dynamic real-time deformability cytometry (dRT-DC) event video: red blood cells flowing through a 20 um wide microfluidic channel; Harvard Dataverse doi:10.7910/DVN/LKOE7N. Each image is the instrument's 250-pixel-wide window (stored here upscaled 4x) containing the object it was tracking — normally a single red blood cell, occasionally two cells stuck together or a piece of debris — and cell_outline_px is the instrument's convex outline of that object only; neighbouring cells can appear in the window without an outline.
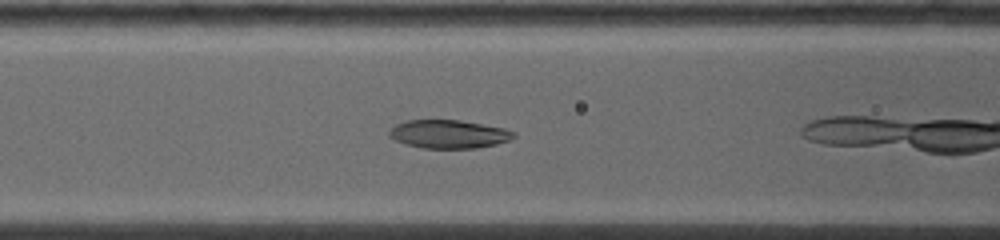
{"species": "common noctule bat (a hibernating species)", "species_latin": "Nyctalus noctula", "temperature_condition": "warm", "stored_images_in_passage": 13, "camera_frame_rate_fps": 5000, "um_per_image_px": 0.085, "animal": {"sex": "female", "body_mass_g": 19.0, "forearm_length_mm": 53.3}, "frame": {"image": 1, "passage_image": 6, "time_ms": 2.2, "image_size_px": [1000, 240], "cell_outline_px": [[516, 136], [508, 140], [496, 144], [476, 148], [424, 148], [404, 144], [388, 136], [388, 132], [396, 124], [404, 120], [460, 120], [504, 128], [516, 132]], "centroid_in_image_um": [38.13, 11.39], "position_along_channel_um": 128.5, "area_um2": 20.58}}
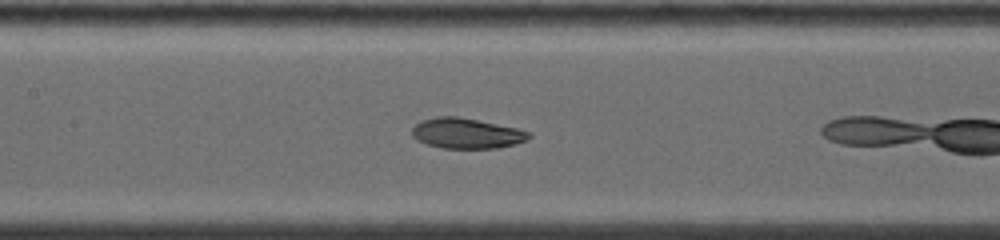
{"frame": {"image": 2, "passage_image": 8, "time_ms": 3.2, "image_size_px": [1000, 240], "cell_outline_px": [[532, 136], [528, 140], [516, 144], [496, 148], [444, 148], [428, 144], [416, 140], [412, 136], [412, 128], [420, 120], [436, 116], [456, 116], [516, 128], [532, 132]], "centroid_in_image_um": [39.66, 11.33], "position_along_channel_um": 167.7, "area_um2": 20.69}}
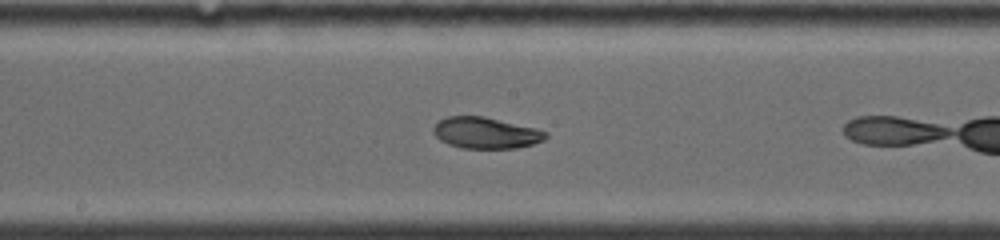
{"frame": {"image": 3, "passage_image": 10, "time_ms": 4.2, "image_size_px": [1000, 240], "cell_outline_px": [[548, 136], [544, 140], [532, 144], [516, 148], [460, 148], [448, 144], [440, 140], [432, 132], [432, 128], [440, 120], [448, 116], [484, 116], [536, 128], [548, 132]], "centroid_in_image_um": [41.29, 11.29], "position_along_channel_um": 206.9, "area_um2": 20.52}}